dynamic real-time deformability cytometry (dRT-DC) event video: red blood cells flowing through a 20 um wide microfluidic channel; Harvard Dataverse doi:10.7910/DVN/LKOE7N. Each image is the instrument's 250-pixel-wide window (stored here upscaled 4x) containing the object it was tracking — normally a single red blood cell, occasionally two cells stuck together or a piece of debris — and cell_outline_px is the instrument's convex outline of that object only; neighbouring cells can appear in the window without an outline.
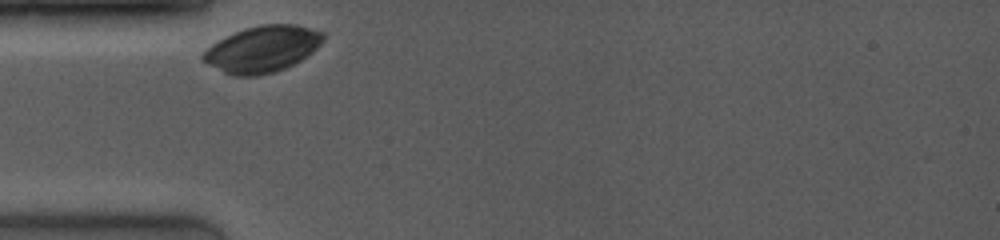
{"species": "common noctule bat (a hibernating species)", "species_latin": "Nyctalus noctula", "temperature_condition": "room temperature", "stored_images_in_passage": 2, "camera_frame_rate_fps": 4000, "um_per_image_px": 0.085, "animal": {"sex": "female", "body_mass_g": 19.0, "forearm_length_mm": 53.3}, "frame": {"image": 1, "passage_image": 1, "time_ms": 0.0, "image_size_px": [1000, 240], "cell_outline_px": [[324, 40], [312, 52], [300, 60], [284, 68], [272, 72], [256, 76], [232, 76], [200, 60], [200, 56], [212, 44], [244, 28], [260, 24], [296, 24], [324, 32]], "centroid_in_image_um": [22.3, 4.16], "position_along_channel_um": 62.7, "area_um2": 32.19}}